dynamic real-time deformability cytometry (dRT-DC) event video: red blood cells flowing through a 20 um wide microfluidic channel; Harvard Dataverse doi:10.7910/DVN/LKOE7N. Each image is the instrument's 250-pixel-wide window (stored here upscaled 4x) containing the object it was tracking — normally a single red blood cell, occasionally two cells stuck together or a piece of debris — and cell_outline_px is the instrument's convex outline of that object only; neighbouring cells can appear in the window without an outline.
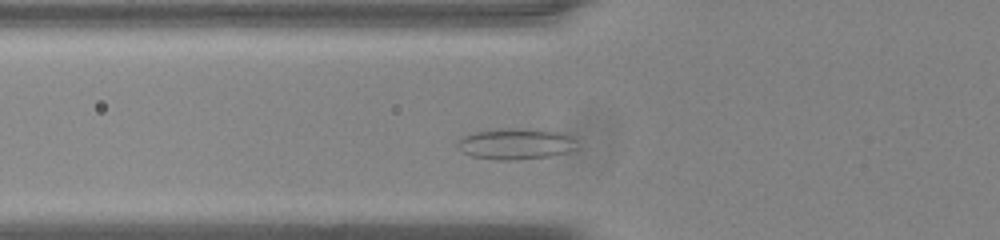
{"species": "common noctule bat (a hibernating species)", "species_latin": "Nyctalus noctula", "temperature_condition": "room temperature", "stored_images_in_passage": 40, "camera_frame_rate_fps": 3000, "um_per_image_px": 0.085, "animal": {"sex": "male", "body_mass_g": 20.0, "forearm_length_mm": 53.3}, "frame": {"image": 1, "passage_image": 12, "time_ms": 3.667, "image_size_px": [1000, 240], "cell_outline_px": [[576, 148], [568, 152], [548, 156], [516, 160], [496, 160], [472, 156], [464, 152], [456, 144], [456, 140], [460, 136], [476, 132], [500, 128], [524, 128], [556, 132], [568, 136], [576, 140]], "centroid_in_image_um": [43.78, 12.23], "position_along_channel_um": 82.0, "area_um2": 21.56}}
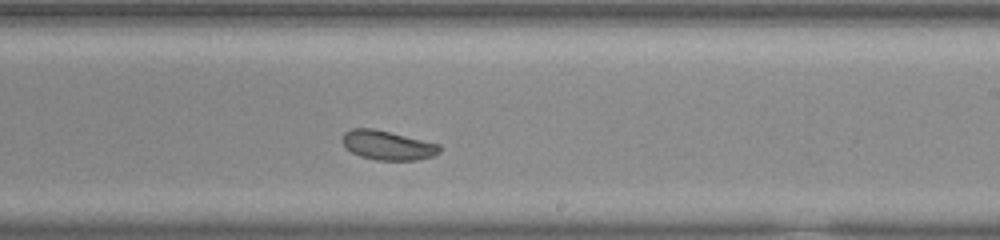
{"frame": {"image": 2, "passage_image": 26, "time_ms": 8.333, "image_size_px": [1000, 240], "cell_outline_px": [[440, 152], [432, 156], [420, 160], [376, 160], [360, 156], [352, 152], [344, 144], [344, 132], [352, 128], [372, 128], [440, 144]], "centroid_in_image_um": [32.98, 12.35], "position_along_channel_um": 256.0, "area_um2": 16.36}}
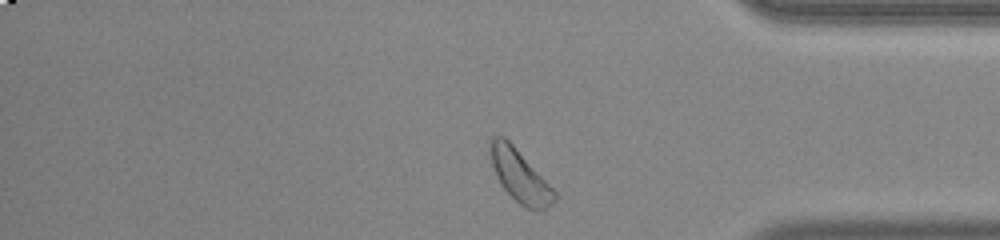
{"frame": {"image": 3, "passage_image": 38, "time_ms": 12.333, "image_size_px": [1000, 240], "cell_outline_px": [[556, 200], [552, 204], [536, 212], [524, 208], [504, 188], [496, 176], [492, 164], [492, 136], [504, 136], [516, 148], [556, 192]], "centroid_in_image_um": [44.22, 15.01], "position_along_channel_um": 391.0, "area_um2": 18.9}, "authors_computed_cell_mechanics": {"area_um2": 18.3226, "velocity_mm_per_s": 3.7279, "shape_relaxation_time_tau1_ms": null, "shape_relaxation_time_tau2_ms": 2.9545, "deformation_change_tau1": null, "deformation_change_tau2": 0.0713}}